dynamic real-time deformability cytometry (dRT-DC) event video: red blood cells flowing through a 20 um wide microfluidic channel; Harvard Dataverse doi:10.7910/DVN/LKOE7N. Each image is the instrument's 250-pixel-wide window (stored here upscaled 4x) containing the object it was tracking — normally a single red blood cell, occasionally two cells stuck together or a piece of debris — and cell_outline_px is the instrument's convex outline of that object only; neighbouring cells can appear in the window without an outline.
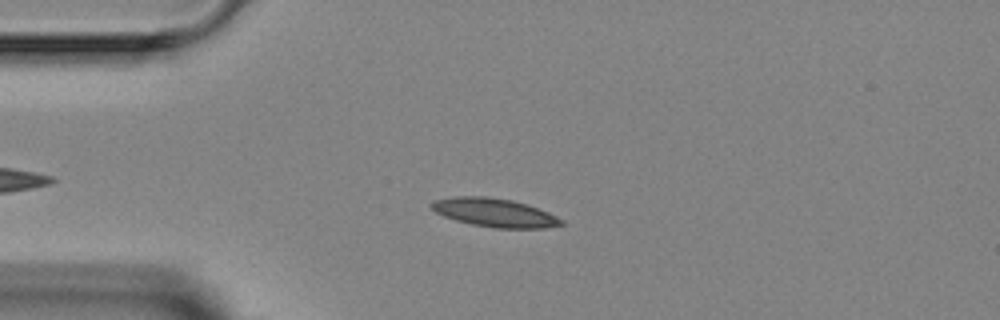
{"species": "Egyptian fruit bat (a non-hibernating species)", "species_latin": "Rousettus aegyptiacus", "temperature_condition": "room temperature", "stored_images_in_passage": 4, "camera_frame_rate_fps": 3000, "um_per_image_px": 0.085, "animal": {"sex": "female"}, "frame": {"image": 1, "passage_image": 2, "time_ms": 1.0, "image_size_px": [1000, 320], "cell_outline_px": [[564, 224], [544, 228], [492, 228], [472, 224], [456, 220], [444, 216], [436, 212], [432, 208], [432, 204], [436, 200], [456, 196], [484, 196], [512, 200], [528, 204], [548, 212], [564, 220]], "centroid_in_image_um": [42.08, 18.08], "position_along_channel_um": 42.9, "area_um2": 21.44}}
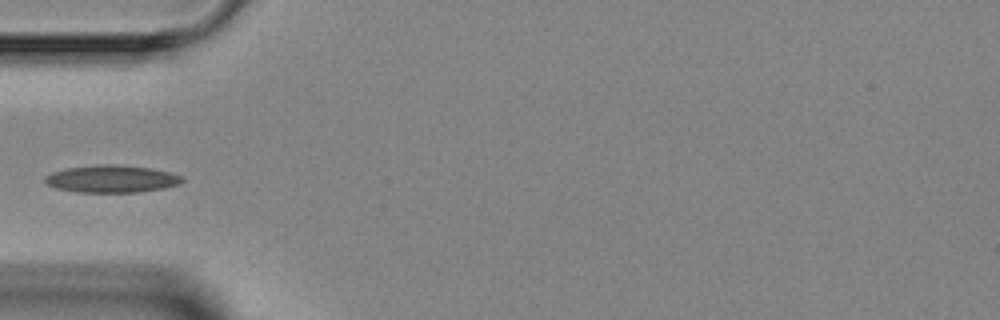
{"frame": {"image": 2, "passage_image": 3, "time_ms": 2.333, "image_size_px": [1000, 320], "cell_outline_px": [[184, 180], [180, 184], [164, 188], [136, 192], [76, 192], [56, 188], [48, 184], [44, 180], [44, 176], [52, 172], [68, 168], [96, 164], [120, 164], [152, 168], [184, 176]], "centroid_in_image_um": [9.51, 15.19], "position_along_channel_um": 75.5, "area_um2": 22.02}}
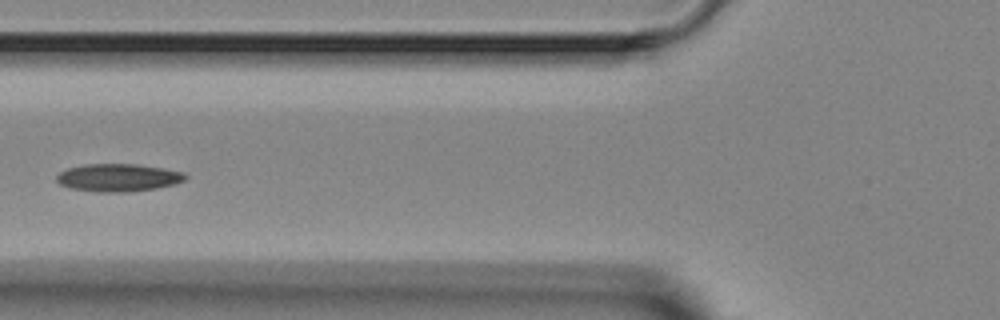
{"frame": {"image": 3, "passage_image": 4, "time_ms": 3.333, "image_size_px": [1000, 320], "cell_outline_px": [[188, 176], [184, 180], [172, 184], [156, 188], [124, 192], [96, 192], [72, 188], [60, 184], [56, 180], [56, 176], [60, 172], [68, 168], [84, 164], [136, 164], [184, 172]], "centroid_in_image_um": [10.02, 15.09], "position_along_channel_um": 115.8, "area_um2": 20.58}}